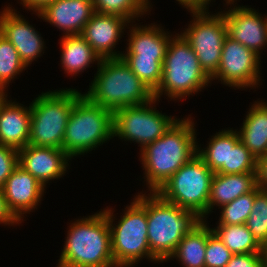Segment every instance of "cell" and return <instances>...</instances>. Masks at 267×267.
Listing matches in <instances>:
<instances>
[{"instance_id": "33", "label": "cell", "mask_w": 267, "mask_h": 267, "mask_svg": "<svg viewBox=\"0 0 267 267\" xmlns=\"http://www.w3.org/2000/svg\"><path fill=\"white\" fill-rule=\"evenodd\" d=\"M233 253L212 231L208 235L205 250V267H225Z\"/></svg>"}, {"instance_id": "38", "label": "cell", "mask_w": 267, "mask_h": 267, "mask_svg": "<svg viewBox=\"0 0 267 267\" xmlns=\"http://www.w3.org/2000/svg\"><path fill=\"white\" fill-rule=\"evenodd\" d=\"M55 0H21V4L28 8V10H33L34 12H39L47 4L54 2Z\"/></svg>"}, {"instance_id": "3", "label": "cell", "mask_w": 267, "mask_h": 267, "mask_svg": "<svg viewBox=\"0 0 267 267\" xmlns=\"http://www.w3.org/2000/svg\"><path fill=\"white\" fill-rule=\"evenodd\" d=\"M84 95L93 103L115 111L151 101L153 92L120 58H104Z\"/></svg>"}, {"instance_id": "40", "label": "cell", "mask_w": 267, "mask_h": 267, "mask_svg": "<svg viewBox=\"0 0 267 267\" xmlns=\"http://www.w3.org/2000/svg\"><path fill=\"white\" fill-rule=\"evenodd\" d=\"M262 267H267V242L261 245Z\"/></svg>"}, {"instance_id": "24", "label": "cell", "mask_w": 267, "mask_h": 267, "mask_svg": "<svg viewBox=\"0 0 267 267\" xmlns=\"http://www.w3.org/2000/svg\"><path fill=\"white\" fill-rule=\"evenodd\" d=\"M212 232L206 221L201 220L178 243L169 259L177 258L183 267H205V250L208 235Z\"/></svg>"}, {"instance_id": "14", "label": "cell", "mask_w": 267, "mask_h": 267, "mask_svg": "<svg viewBox=\"0 0 267 267\" xmlns=\"http://www.w3.org/2000/svg\"><path fill=\"white\" fill-rule=\"evenodd\" d=\"M0 33L12 43L26 67L44 50L45 43L39 32L12 7L7 6L0 12Z\"/></svg>"}, {"instance_id": "22", "label": "cell", "mask_w": 267, "mask_h": 267, "mask_svg": "<svg viewBox=\"0 0 267 267\" xmlns=\"http://www.w3.org/2000/svg\"><path fill=\"white\" fill-rule=\"evenodd\" d=\"M237 132L240 141L256 159L267 155V103L255 101Z\"/></svg>"}, {"instance_id": "29", "label": "cell", "mask_w": 267, "mask_h": 267, "mask_svg": "<svg viewBox=\"0 0 267 267\" xmlns=\"http://www.w3.org/2000/svg\"><path fill=\"white\" fill-rule=\"evenodd\" d=\"M260 190L256 186L251 192L243 194L232 202L223 205L218 225L245 224L253 207L254 197Z\"/></svg>"}, {"instance_id": "37", "label": "cell", "mask_w": 267, "mask_h": 267, "mask_svg": "<svg viewBox=\"0 0 267 267\" xmlns=\"http://www.w3.org/2000/svg\"><path fill=\"white\" fill-rule=\"evenodd\" d=\"M255 178L256 186L267 189V155L257 158Z\"/></svg>"}, {"instance_id": "18", "label": "cell", "mask_w": 267, "mask_h": 267, "mask_svg": "<svg viewBox=\"0 0 267 267\" xmlns=\"http://www.w3.org/2000/svg\"><path fill=\"white\" fill-rule=\"evenodd\" d=\"M9 209L21 221L23 214H30L42 200L45 188L29 172L19 165L6 179L2 187Z\"/></svg>"}, {"instance_id": "36", "label": "cell", "mask_w": 267, "mask_h": 267, "mask_svg": "<svg viewBox=\"0 0 267 267\" xmlns=\"http://www.w3.org/2000/svg\"><path fill=\"white\" fill-rule=\"evenodd\" d=\"M20 221L13 212L9 209L7 201L4 198V193L2 188H0V224L4 225H15L19 224Z\"/></svg>"}, {"instance_id": "5", "label": "cell", "mask_w": 267, "mask_h": 267, "mask_svg": "<svg viewBox=\"0 0 267 267\" xmlns=\"http://www.w3.org/2000/svg\"><path fill=\"white\" fill-rule=\"evenodd\" d=\"M103 211L110 227L111 252L117 267H132L143 258L160 262L151 253L148 244L146 193L136 195L117 225L113 224L115 217L112 210L107 207Z\"/></svg>"}, {"instance_id": "34", "label": "cell", "mask_w": 267, "mask_h": 267, "mask_svg": "<svg viewBox=\"0 0 267 267\" xmlns=\"http://www.w3.org/2000/svg\"><path fill=\"white\" fill-rule=\"evenodd\" d=\"M18 166V150L0 144V188Z\"/></svg>"}, {"instance_id": "17", "label": "cell", "mask_w": 267, "mask_h": 267, "mask_svg": "<svg viewBox=\"0 0 267 267\" xmlns=\"http://www.w3.org/2000/svg\"><path fill=\"white\" fill-rule=\"evenodd\" d=\"M35 13L61 29L64 36H72L81 35L95 9L92 0H55Z\"/></svg>"}, {"instance_id": "6", "label": "cell", "mask_w": 267, "mask_h": 267, "mask_svg": "<svg viewBox=\"0 0 267 267\" xmlns=\"http://www.w3.org/2000/svg\"><path fill=\"white\" fill-rule=\"evenodd\" d=\"M174 36L166 51L160 85L153 92L157 100L163 92L171 100L182 99L201 91L211 82L189 43L181 34Z\"/></svg>"}, {"instance_id": "1", "label": "cell", "mask_w": 267, "mask_h": 267, "mask_svg": "<svg viewBox=\"0 0 267 267\" xmlns=\"http://www.w3.org/2000/svg\"><path fill=\"white\" fill-rule=\"evenodd\" d=\"M194 122L178 119L169 130L141 152L146 183L150 192H157L184 164L197 155Z\"/></svg>"}, {"instance_id": "15", "label": "cell", "mask_w": 267, "mask_h": 267, "mask_svg": "<svg viewBox=\"0 0 267 267\" xmlns=\"http://www.w3.org/2000/svg\"><path fill=\"white\" fill-rule=\"evenodd\" d=\"M71 158L59 148L27 144L18 151V165L35 177L45 188L50 180L66 173Z\"/></svg>"}, {"instance_id": "42", "label": "cell", "mask_w": 267, "mask_h": 267, "mask_svg": "<svg viewBox=\"0 0 267 267\" xmlns=\"http://www.w3.org/2000/svg\"><path fill=\"white\" fill-rule=\"evenodd\" d=\"M147 1H148V5H149L150 7H152V6L150 5V1H149V0H147ZM176 1H178L179 4L183 5V7L188 8V0H176Z\"/></svg>"}, {"instance_id": "7", "label": "cell", "mask_w": 267, "mask_h": 267, "mask_svg": "<svg viewBox=\"0 0 267 267\" xmlns=\"http://www.w3.org/2000/svg\"><path fill=\"white\" fill-rule=\"evenodd\" d=\"M113 111L82 94L74 103L63 138V151L72 159L92 151L113 136Z\"/></svg>"}, {"instance_id": "23", "label": "cell", "mask_w": 267, "mask_h": 267, "mask_svg": "<svg viewBox=\"0 0 267 267\" xmlns=\"http://www.w3.org/2000/svg\"><path fill=\"white\" fill-rule=\"evenodd\" d=\"M61 64L64 71L70 75L83 72L89 64L101 62V57L93 50L91 45L81 36H64L61 39Z\"/></svg>"}, {"instance_id": "16", "label": "cell", "mask_w": 267, "mask_h": 267, "mask_svg": "<svg viewBox=\"0 0 267 267\" xmlns=\"http://www.w3.org/2000/svg\"><path fill=\"white\" fill-rule=\"evenodd\" d=\"M129 23L126 18L118 15L95 12L85 24L81 36L91 45L101 59L120 58L123 53H117L113 48L120 40L121 33H124L123 29Z\"/></svg>"}, {"instance_id": "12", "label": "cell", "mask_w": 267, "mask_h": 267, "mask_svg": "<svg viewBox=\"0 0 267 267\" xmlns=\"http://www.w3.org/2000/svg\"><path fill=\"white\" fill-rule=\"evenodd\" d=\"M260 56L227 36L223 42L221 60L217 73L211 80L218 79L224 85L236 88L256 87L260 83Z\"/></svg>"}, {"instance_id": "10", "label": "cell", "mask_w": 267, "mask_h": 267, "mask_svg": "<svg viewBox=\"0 0 267 267\" xmlns=\"http://www.w3.org/2000/svg\"><path fill=\"white\" fill-rule=\"evenodd\" d=\"M187 9L191 11L193 21L181 35L196 53L203 70L212 78L218 71L223 42L228 36L224 15L221 12L210 15L206 6Z\"/></svg>"}, {"instance_id": "39", "label": "cell", "mask_w": 267, "mask_h": 267, "mask_svg": "<svg viewBox=\"0 0 267 267\" xmlns=\"http://www.w3.org/2000/svg\"><path fill=\"white\" fill-rule=\"evenodd\" d=\"M211 0H188V8L209 6Z\"/></svg>"}, {"instance_id": "21", "label": "cell", "mask_w": 267, "mask_h": 267, "mask_svg": "<svg viewBox=\"0 0 267 267\" xmlns=\"http://www.w3.org/2000/svg\"><path fill=\"white\" fill-rule=\"evenodd\" d=\"M256 187L255 173L220 174L215 173L211 182L208 199V214L214 206L226 205L239 196L251 192Z\"/></svg>"}, {"instance_id": "13", "label": "cell", "mask_w": 267, "mask_h": 267, "mask_svg": "<svg viewBox=\"0 0 267 267\" xmlns=\"http://www.w3.org/2000/svg\"><path fill=\"white\" fill-rule=\"evenodd\" d=\"M221 13L227 25V35L261 56V49L267 45L266 17H261L252 8L240 5Z\"/></svg>"}, {"instance_id": "28", "label": "cell", "mask_w": 267, "mask_h": 267, "mask_svg": "<svg viewBox=\"0 0 267 267\" xmlns=\"http://www.w3.org/2000/svg\"><path fill=\"white\" fill-rule=\"evenodd\" d=\"M26 69L15 47L0 33V90L7 89L9 82ZM8 85V86H7Z\"/></svg>"}, {"instance_id": "20", "label": "cell", "mask_w": 267, "mask_h": 267, "mask_svg": "<svg viewBox=\"0 0 267 267\" xmlns=\"http://www.w3.org/2000/svg\"><path fill=\"white\" fill-rule=\"evenodd\" d=\"M8 101L0 107V144L20 150L29 142L31 112L30 106Z\"/></svg>"}, {"instance_id": "30", "label": "cell", "mask_w": 267, "mask_h": 267, "mask_svg": "<svg viewBox=\"0 0 267 267\" xmlns=\"http://www.w3.org/2000/svg\"><path fill=\"white\" fill-rule=\"evenodd\" d=\"M256 161L254 155L239 141L236 145H228L227 165H223L217 173H255Z\"/></svg>"}, {"instance_id": "11", "label": "cell", "mask_w": 267, "mask_h": 267, "mask_svg": "<svg viewBox=\"0 0 267 267\" xmlns=\"http://www.w3.org/2000/svg\"><path fill=\"white\" fill-rule=\"evenodd\" d=\"M157 99L140 105L119 108L113 112V136L125 141H134L142 150L147 144L153 143L177 121V118L164 115L152 104ZM151 105V106H150Z\"/></svg>"}, {"instance_id": "4", "label": "cell", "mask_w": 267, "mask_h": 267, "mask_svg": "<svg viewBox=\"0 0 267 267\" xmlns=\"http://www.w3.org/2000/svg\"><path fill=\"white\" fill-rule=\"evenodd\" d=\"M147 236L151 253L163 263L175 252L178 243L202 219L162 199L156 192L146 196Z\"/></svg>"}, {"instance_id": "31", "label": "cell", "mask_w": 267, "mask_h": 267, "mask_svg": "<svg viewBox=\"0 0 267 267\" xmlns=\"http://www.w3.org/2000/svg\"><path fill=\"white\" fill-rule=\"evenodd\" d=\"M246 226L257 242H267V189H260L255 197Z\"/></svg>"}, {"instance_id": "9", "label": "cell", "mask_w": 267, "mask_h": 267, "mask_svg": "<svg viewBox=\"0 0 267 267\" xmlns=\"http://www.w3.org/2000/svg\"><path fill=\"white\" fill-rule=\"evenodd\" d=\"M214 172L194 156L156 192L165 201L194 212L202 220L208 215V199Z\"/></svg>"}, {"instance_id": "2", "label": "cell", "mask_w": 267, "mask_h": 267, "mask_svg": "<svg viewBox=\"0 0 267 267\" xmlns=\"http://www.w3.org/2000/svg\"><path fill=\"white\" fill-rule=\"evenodd\" d=\"M58 267H117L104 211L78 219L70 225Z\"/></svg>"}, {"instance_id": "32", "label": "cell", "mask_w": 267, "mask_h": 267, "mask_svg": "<svg viewBox=\"0 0 267 267\" xmlns=\"http://www.w3.org/2000/svg\"><path fill=\"white\" fill-rule=\"evenodd\" d=\"M138 78L154 92L162 79L164 60L123 59Z\"/></svg>"}, {"instance_id": "43", "label": "cell", "mask_w": 267, "mask_h": 267, "mask_svg": "<svg viewBox=\"0 0 267 267\" xmlns=\"http://www.w3.org/2000/svg\"><path fill=\"white\" fill-rule=\"evenodd\" d=\"M224 1H226V4L228 5H233V3L235 2L234 0H224Z\"/></svg>"}, {"instance_id": "41", "label": "cell", "mask_w": 267, "mask_h": 267, "mask_svg": "<svg viewBox=\"0 0 267 267\" xmlns=\"http://www.w3.org/2000/svg\"><path fill=\"white\" fill-rule=\"evenodd\" d=\"M6 90H0V107L3 104V102L7 99V94H5Z\"/></svg>"}, {"instance_id": "19", "label": "cell", "mask_w": 267, "mask_h": 267, "mask_svg": "<svg viewBox=\"0 0 267 267\" xmlns=\"http://www.w3.org/2000/svg\"><path fill=\"white\" fill-rule=\"evenodd\" d=\"M134 26L130 29L126 53L121 58L164 60L172 35L153 23L148 27Z\"/></svg>"}, {"instance_id": "27", "label": "cell", "mask_w": 267, "mask_h": 267, "mask_svg": "<svg viewBox=\"0 0 267 267\" xmlns=\"http://www.w3.org/2000/svg\"><path fill=\"white\" fill-rule=\"evenodd\" d=\"M95 12L101 14H114L133 22L149 11L151 8L147 0H92ZM132 20V21H131Z\"/></svg>"}, {"instance_id": "26", "label": "cell", "mask_w": 267, "mask_h": 267, "mask_svg": "<svg viewBox=\"0 0 267 267\" xmlns=\"http://www.w3.org/2000/svg\"><path fill=\"white\" fill-rule=\"evenodd\" d=\"M212 231L233 254L261 252V245L246 224L217 225Z\"/></svg>"}, {"instance_id": "35", "label": "cell", "mask_w": 267, "mask_h": 267, "mask_svg": "<svg viewBox=\"0 0 267 267\" xmlns=\"http://www.w3.org/2000/svg\"><path fill=\"white\" fill-rule=\"evenodd\" d=\"M225 267H262L261 252L233 254Z\"/></svg>"}, {"instance_id": "8", "label": "cell", "mask_w": 267, "mask_h": 267, "mask_svg": "<svg viewBox=\"0 0 267 267\" xmlns=\"http://www.w3.org/2000/svg\"><path fill=\"white\" fill-rule=\"evenodd\" d=\"M82 95L76 89L41 93L30 104L31 123L28 144L63 150V138L75 101Z\"/></svg>"}, {"instance_id": "25", "label": "cell", "mask_w": 267, "mask_h": 267, "mask_svg": "<svg viewBox=\"0 0 267 267\" xmlns=\"http://www.w3.org/2000/svg\"><path fill=\"white\" fill-rule=\"evenodd\" d=\"M239 141L237 130L224 129L210 139L206 148L201 150L197 145V155L214 173H217L223 165H227L228 145H236Z\"/></svg>"}]
</instances>
